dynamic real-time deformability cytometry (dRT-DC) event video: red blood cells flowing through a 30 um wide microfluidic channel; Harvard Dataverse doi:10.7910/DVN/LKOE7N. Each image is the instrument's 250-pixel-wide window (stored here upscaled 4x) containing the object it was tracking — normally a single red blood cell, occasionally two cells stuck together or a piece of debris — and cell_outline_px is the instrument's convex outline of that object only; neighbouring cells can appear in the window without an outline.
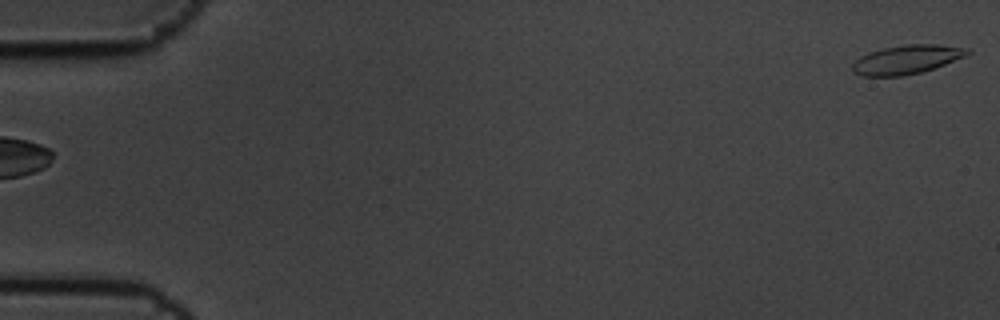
{"species": "common noctule bat (a hibernating species)", "species_latin": "Nyctalus noctula", "temperature_condition": "cold", "stored_images_in_passage": 6, "camera_frame_rate_fps": 3000, "um_per_image_px": 0.085, "animal": {"sex": "male", "body_mass_g": 19.5, "forearm_length_mm": 54.6}, "frame": {"image": 1, "passage_image": 6, "time_ms": 1.667, "image_size_px": [1000, 320], "cell_outline_px": [[972, 52], [968, 56], [920, 72], [904, 76], [860, 76], [852, 72], [852, 64], [860, 56], [868, 52], [884, 48], [908, 44], [936, 44], [972, 48]], "centroid_in_image_um": [77.09, 5.05], "position_along_channel_um": 7.9, "area_um2": 19.54}}